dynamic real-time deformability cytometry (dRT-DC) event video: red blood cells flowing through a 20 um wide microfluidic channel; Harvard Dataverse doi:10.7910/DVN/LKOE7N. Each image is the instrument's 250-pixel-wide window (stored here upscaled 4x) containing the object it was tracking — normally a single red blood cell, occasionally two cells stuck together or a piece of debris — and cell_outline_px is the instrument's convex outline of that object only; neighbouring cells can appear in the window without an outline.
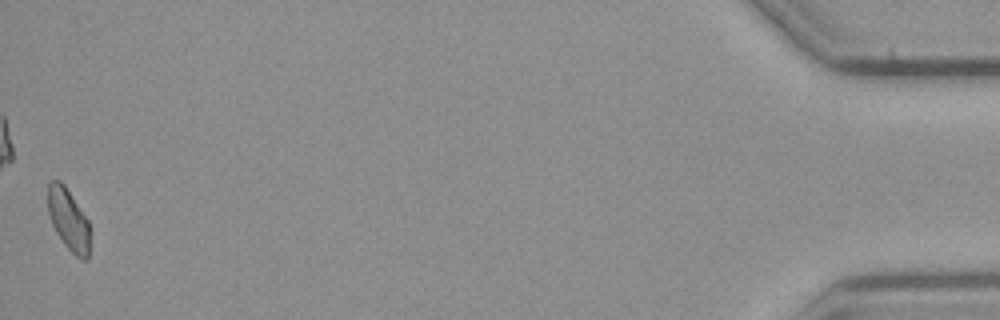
{"species": "common noctule bat (a hibernating species)", "species_latin": "Nyctalus noctula", "temperature_condition": "cold", "stored_images_in_passage": 54, "camera_frame_rate_fps": 3000, "um_per_image_px": 0.085, "animal": {"sex": "male", "body_mass_g": 23.1, "forearm_length_mm": 52.7}, "frame": {"image": 1, "passage_image": 54, "time_ms": 17.667, "image_size_px": [1000, 320], "cell_outline_px": [[92, 232], [88, 260], [80, 260], [64, 244], [56, 232], [52, 224], [48, 212], [48, 184], [52, 180], [60, 180], [64, 184], [88, 220]], "centroid_in_image_um": [5.86, 18.71], "position_along_channel_um": 429.3, "area_um2": 15.43}}